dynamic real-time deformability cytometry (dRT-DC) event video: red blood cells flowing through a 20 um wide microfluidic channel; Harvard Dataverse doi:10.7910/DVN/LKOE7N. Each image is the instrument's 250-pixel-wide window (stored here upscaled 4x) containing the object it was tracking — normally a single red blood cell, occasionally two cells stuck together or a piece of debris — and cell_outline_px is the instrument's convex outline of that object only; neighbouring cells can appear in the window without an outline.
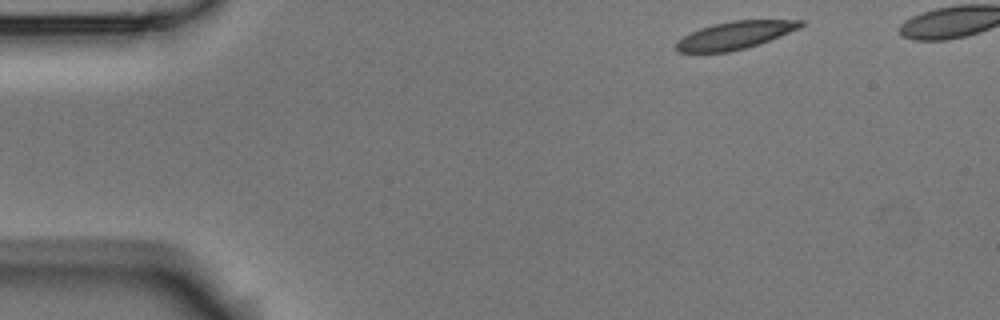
{"species": "Egyptian fruit bat (a non-hibernating species)", "species_latin": "Rousettus aegyptiacus", "temperature_condition": "room temperature", "stored_images_in_passage": 43, "camera_frame_rate_fps": 3000, "um_per_image_px": 0.085, "animal": {"sex": "male"}, "frame": {"image": 1, "passage_image": 1, "time_ms": 0.0, "image_size_px": [1000, 320], "cell_outline_px": [[804, 24], [800, 28], [760, 44], [728, 52], [676, 52], [676, 40], [700, 28], [712, 24], [732, 20], [804, 20]], "centroid_in_image_um": [62.47, 2.99], "position_along_channel_um": 22.5, "area_um2": 20.06}}
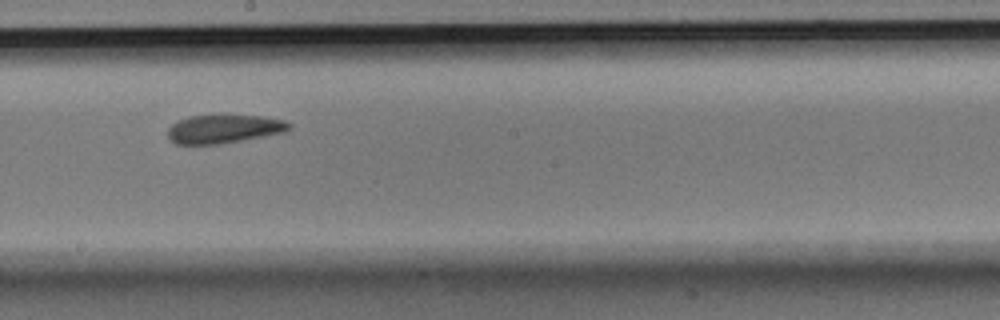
{"frame": {"image": 2, "passage_image": 24, "time_ms": 7.667, "image_size_px": [1000, 320], "cell_outline_px": [[292, 128], [288, 132], [220, 144], [176, 144], [168, 140], [168, 128], [176, 120], [188, 116], [224, 112], [264, 116], [284, 120], [292, 124]], "centroid_in_image_um": [19.05, 10.91], "position_along_channel_um": 229.1, "area_um2": 21.44}}
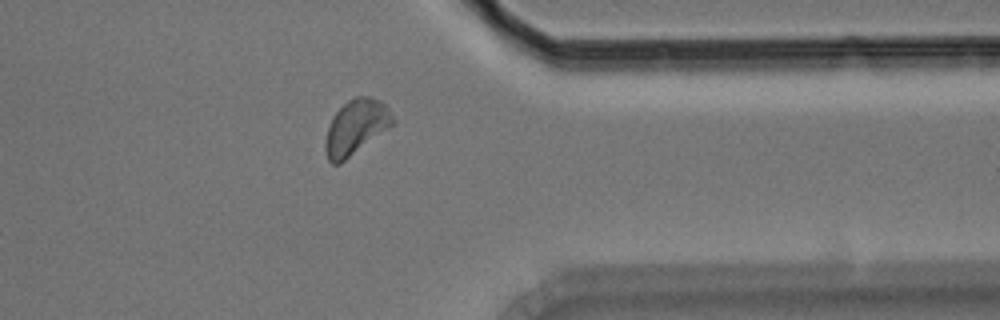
{"frame": {"image": 3, "passage_image": 37, "time_ms": 12.0, "image_size_px": [1000, 320], "cell_outline_px": [[396, 124], [340, 164], [332, 164], [328, 160], [324, 148], [324, 144], [328, 128], [332, 116], [348, 100], [356, 96], [372, 96], [380, 100], [388, 108], [396, 120]], "centroid_in_image_um": [30.28, 10.81], "position_along_channel_um": 381.1, "area_um2": 21.91}}